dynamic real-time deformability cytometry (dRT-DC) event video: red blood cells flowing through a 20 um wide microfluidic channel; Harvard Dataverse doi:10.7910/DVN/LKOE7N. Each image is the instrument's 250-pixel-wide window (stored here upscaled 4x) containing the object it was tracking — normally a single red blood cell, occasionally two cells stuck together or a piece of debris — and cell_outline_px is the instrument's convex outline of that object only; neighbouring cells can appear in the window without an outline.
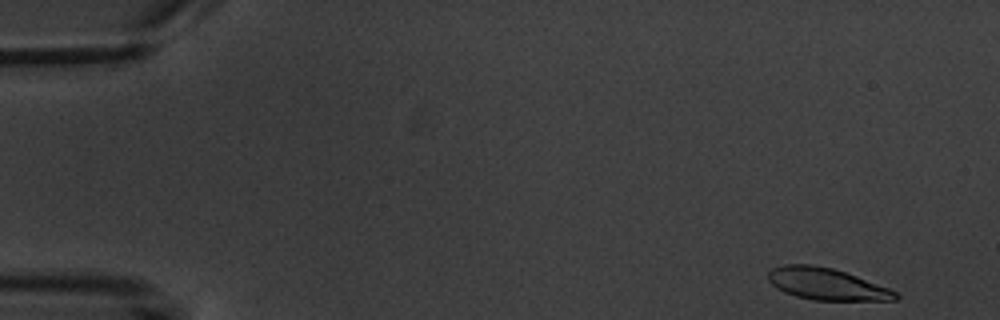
{"species": "common noctule bat (a hibernating species)", "species_latin": "Nyctalus noctula", "temperature_condition": "warm", "stored_images_in_passage": 8, "camera_frame_rate_fps": 3000, "um_per_image_px": 0.085, "animal": {"sex": "male", "body_mass_g": 20.1, "forearm_length_mm": 53.5}, "frame": {"image": 1, "passage_image": 1, "time_ms": 0.0, "image_size_px": [1000, 320], "cell_outline_px": [[900, 296], [896, 300], [816, 300], [796, 296], [784, 292], [776, 288], [768, 280], [768, 272], [772, 268], [784, 264], [812, 264], [832, 268], [856, 276], [888, 288], [896, 292]], "centroid_in_image_um": [70.22, 24.13], "position_along_channel_um": 14.8, "area_um2": 23.41}}
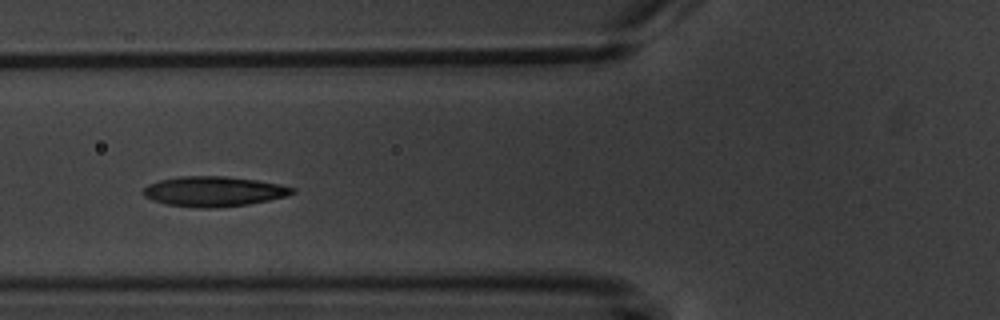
{"frame": {"image": 2, "passage_image": 6, "time_ms": 6.0, "image_size_px": [1000, 320], "cell_outline_px": [[296, 192], [288, 196], [248, 204], [216, 208], [200, 208], [168, 204], [152, 200], [144, 196], [144, 188], [148, 184], [160, 180], [180, 176], [224, 176], [256, 180], [280, 184], [296, 188]], "centroid_in_image_um": [18.2, 16.27], "position_along_channel_um": 107.6, "area_um2": 26.07}}
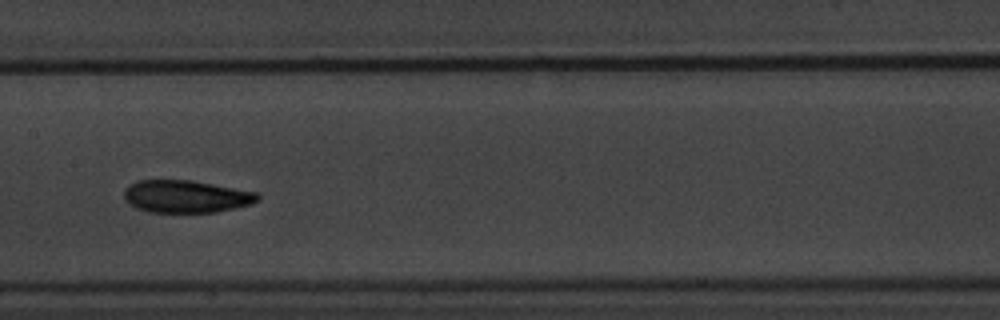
{"frame": {"image": 3, "passage_image": 8, "time_ms": 8.333, "image_size_px": [1000, 320], "cell_outline_px": [[260, 200], [252, 204], [236, 208], [216, 212], [148, 212], [136, 208], [128, 204], [124, 200], [124, 192], [132, 184], [140, 180], [192, 180], [256, 192], [260, 196]], "centroid_in_image_um": [15.84, 16.71], "position_along_channel_um": 191.6, "area_um2": 25.32}}